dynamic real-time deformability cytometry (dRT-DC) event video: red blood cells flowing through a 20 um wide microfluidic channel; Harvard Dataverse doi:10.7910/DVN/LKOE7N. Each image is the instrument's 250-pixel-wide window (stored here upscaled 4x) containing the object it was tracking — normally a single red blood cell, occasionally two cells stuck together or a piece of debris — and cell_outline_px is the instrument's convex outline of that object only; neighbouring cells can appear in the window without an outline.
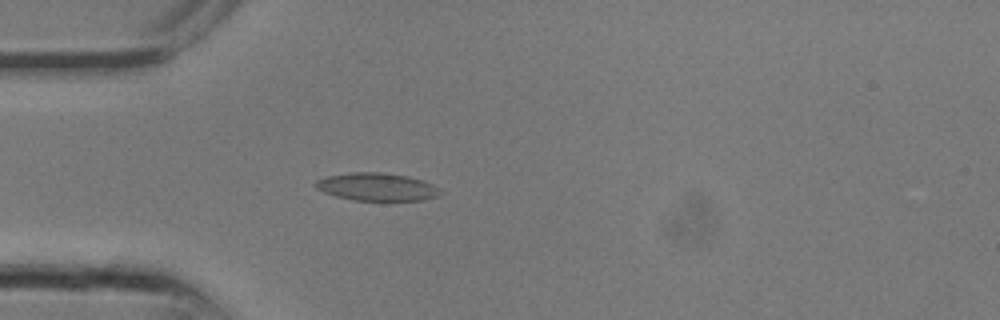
{"species": "common noctule bat (a hibernating species)", "species_latin": "Nyctalus noctula", "temperature_condition": "room temperature", "stored_images_in_passage": 9, "camera_frame_rate_fps": 3000, "um_per_image_px": 0.085, "animal": {"sex": "male", "body_mass_g": 13.3}, "frame": {"image": 1, "passage_image": 7, "time_ms": 2.0, "image_size_px": [1000, 320], "cell_outline_px": [[440, 192], [436, 196], [424, 200], [352, 200], [336, 196], [324, 192], [316, 188], [312, 184], [316, 180], [324, 176], [352, 172], [380, 172], [408, 176], [424, 180], [440, 188]], "centroid_in_image_um": [31.99, 15.87], "position_along_channel_um": 53.0, "area_um2": 20.29}}
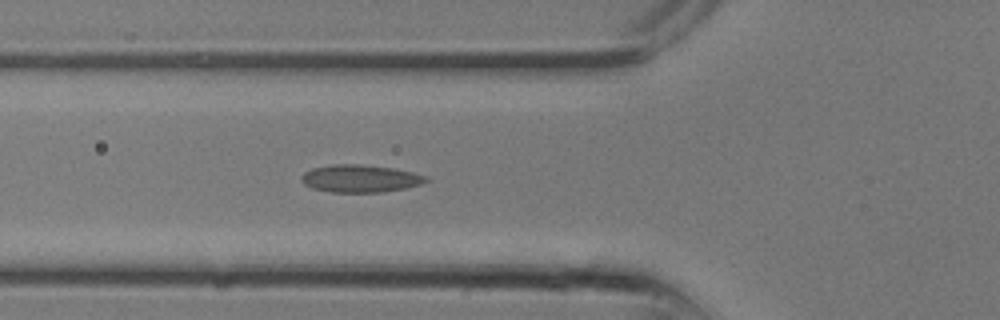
{"frame": {"image": 2, "passage_image": 9, "time_ms": 2.667, "image_size_px": [1000, 320], "cell_outline_px": [[428, 180], [420, 184], [404, 188], [380, 192], [332, 192], [312, 188], [304, 184], [300, 180], [300, 176], [304, 172], [312, 168], [332, 164], [360, 164], [392, 168], [412, 172], [428, 176]], "centroid_in_image_um": [30.57, 15.17], "position_along_channel_um": 95.2, "area_um2": 19.94}}